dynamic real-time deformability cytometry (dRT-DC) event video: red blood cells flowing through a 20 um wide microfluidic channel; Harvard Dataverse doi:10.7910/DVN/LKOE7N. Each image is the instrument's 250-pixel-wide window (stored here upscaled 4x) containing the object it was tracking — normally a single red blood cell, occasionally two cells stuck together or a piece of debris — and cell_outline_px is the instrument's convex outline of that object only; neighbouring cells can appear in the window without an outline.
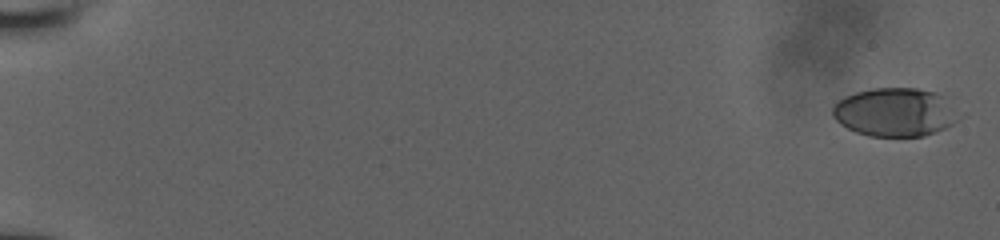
{"species": "human", "species_latin": "Homo sapiens", "temperature_condition": "room temperature", "stored_images_in_passage": 60, "camera_frame_rate_fps": 3000, "um_per_image_px": 0.085, "donor": {"sex": "male"}, "frame": {"image": 1, "passage_image": 1, "time_ms": 0.0, "image_size_px": [1000, 240], "cell_outline_px": [[956, 120], [952, 124], [944, 128], [924, 136], [868, 136], [856, 132], [840, 124], [832, 116], [832, 104], [836, 100], [844, 96], [856, 92], [872, 88], [916, 88], [936, 92], [940, 96]], "centroid_in_image_um": [75.9, 9.54], "position_along_channel_um": 9.1, "area_um2": 34.91}}
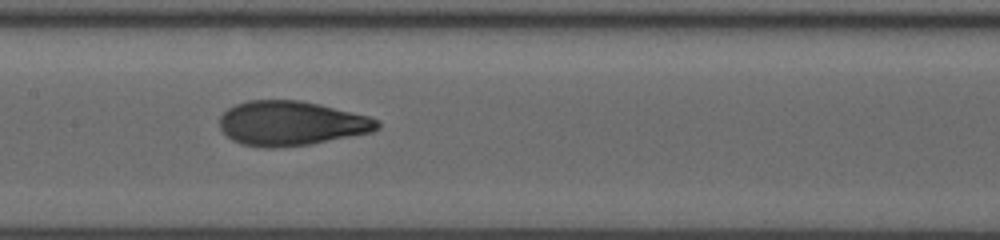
{"frame": {"image": 2, "passage_image": 29, "time_ms": 9.667, "image_size_px": [1000, 240], "cell_outline_px": [[380, 128], [372, 132], [308, 144], [272, 148], [264, 148], [244, 144], [232, 140], [220, 128], [220, 116], [228, 108], [236, 104], [248, 100], [300, 100], [320, 104], [368, 116], [380, 120]], "centroid_in_image_um": [24.76, 10.47], "position_along_channel_um": 182.6, "area_um2": 40.75}}
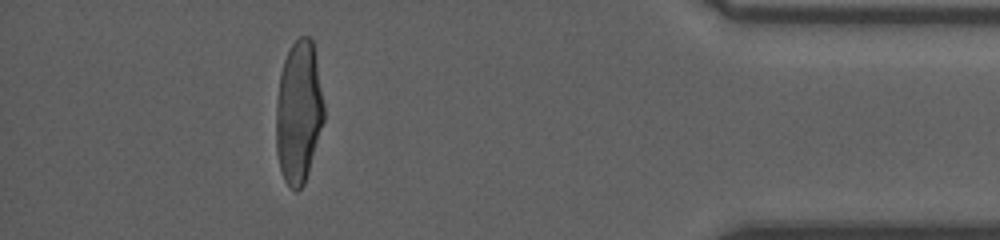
{"frame": {"image": 3, "passage_image": 56, "time_ms": 16.333, "image_size_px": [1000, 240], "cell_outline_px": [[324, 120], [308, 172], [304, 184], [296, 192], [284, 180], [280, 168], [276, 148], [276, 100], [280, 76], [284, 60], [292, 44], [300, 36], [308, 36], [312, 40], [316, 56], [324, 104]], "centroid_in_image_um": [25.38, 9.52], "position_along_channel_um": 409.8, "area_um2": 39.59}}